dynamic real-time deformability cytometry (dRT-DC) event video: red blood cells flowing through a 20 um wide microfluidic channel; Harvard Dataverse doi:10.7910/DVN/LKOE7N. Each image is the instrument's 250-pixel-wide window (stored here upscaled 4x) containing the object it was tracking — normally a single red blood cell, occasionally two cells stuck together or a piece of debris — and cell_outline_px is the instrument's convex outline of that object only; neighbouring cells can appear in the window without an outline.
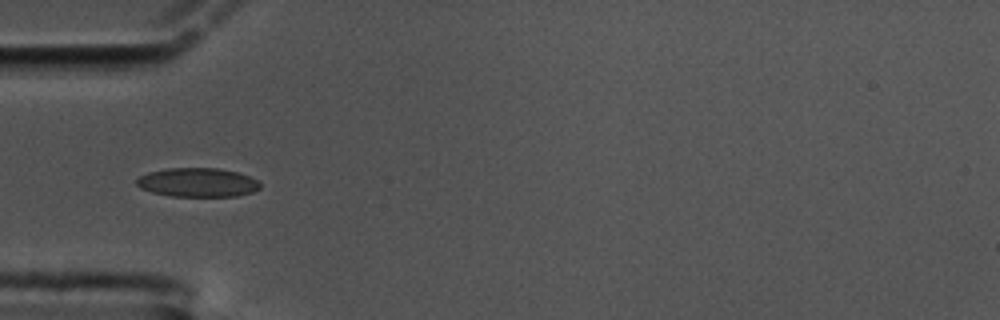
{"species": "common noctule bat (a hibernating species)", "species_latin": "Nyctalus noctula", "temperature_condition": "cold", "stored_images_in_passage": 4, "camera_frame_rate_fps": 3000, "um_per_image_px": 0.085, "animal": {"sex": "male", "body_mass_g": 17.5, "forearm_length_mm": 52.3}, "frame": {"image": 1, "passage_image": 1, "time_ms": 0.0, "image_size_px": [1000, 320], "cell_outline_px": [[260, 188], [252, 192], [236, 196], [168, 196], [152, 192], [140, 188], [136, 184], [136, 180], [140, 176], [148, 172], [168, 168], [216, 168], [240, 172], [256, 180], [260, 184]], "centroid_in_image_um": [16.78, 15.5], "position_along_channel_um": 68.2, "area_um2": 20.87}}